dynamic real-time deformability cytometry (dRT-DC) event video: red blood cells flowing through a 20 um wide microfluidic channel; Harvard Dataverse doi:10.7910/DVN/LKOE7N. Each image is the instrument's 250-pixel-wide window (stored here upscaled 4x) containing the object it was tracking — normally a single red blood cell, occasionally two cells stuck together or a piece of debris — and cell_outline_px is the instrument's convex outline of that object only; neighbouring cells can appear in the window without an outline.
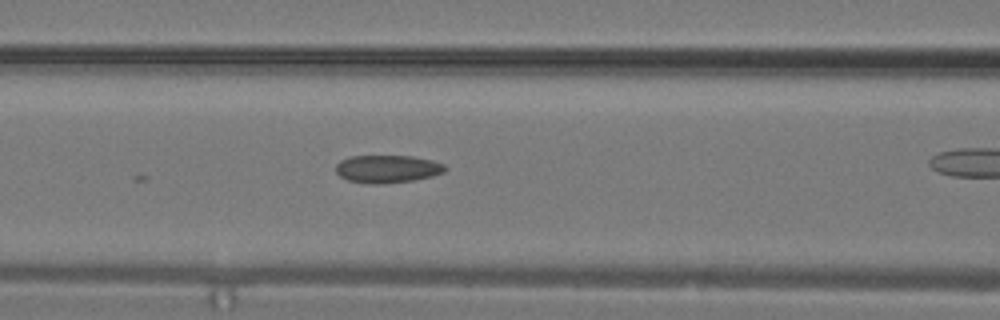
{"species": "common noctule bat (a hibernating species)", "species_latin": "Nyctalus noctula", "temperature_condition": "warm", "stored_images_in_passage": 10, "camera_frame_rate_fps": 3000, "um_per_image_px": 0.085, "animal": {"sex": "male", "body_mass_g": 19.2, "forearm_length_mm": 51.8}, "frame": {"image": 1, "passage_image": 7, "time_ms": 2.0, "image_size_px": [1000, 320], "cell_outline_px": [[448, 168], [444, 172], [432, 176], [412, 180], [380, 184], [372, 184], [348, 180], [340, 176], [336, 172], [336, 164], [340, 160], [352, 156], [412, 156], [432, 160], [444, 164]], "centroid_in_image_um": [32.93, 14.35], "position_along_channel_um": 133.7, "area_um2": 17.63}}